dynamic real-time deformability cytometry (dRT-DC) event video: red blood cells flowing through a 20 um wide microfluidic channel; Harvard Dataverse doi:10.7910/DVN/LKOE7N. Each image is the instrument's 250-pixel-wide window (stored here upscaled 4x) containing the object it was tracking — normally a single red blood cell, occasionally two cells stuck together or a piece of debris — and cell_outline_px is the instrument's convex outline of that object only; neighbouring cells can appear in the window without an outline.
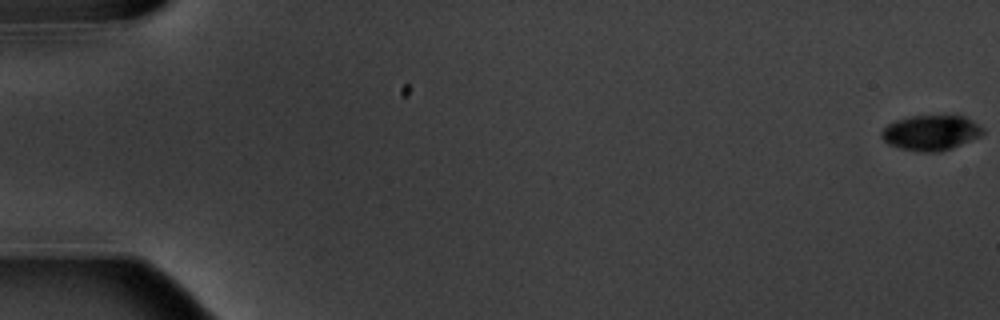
{"species": "common noctule bat (a hibernating species)", "species_latin": "Nyctalus noctula", "temperature_condition": "warm", "stored_images_in_passage": 6, "camera_frame_rate_fps": 3000, "um_per_image_px": 0.085, "animal": {"sex": "male", "body_mass_g": 20.1, "forearm_length_mm": 53.5}, "frame": {"image": 1, "passage_image": 1, "time_ms": 0.0, "image_size_px": [1000, 320], "cell_outline_px": [[984, 132], [980, 136], [952, 148], [940, 152], [916, 152], [900, 148], [888, 144], [880, 136], [880, 132], [888, 124], [896, 120], [912, 116], [964, 116], [972, 120], [984, 128]], "centroid_in_image_um": [79.12, 11.29], "position_along_channel_um": 5.9, "area_um2": 20.81}}
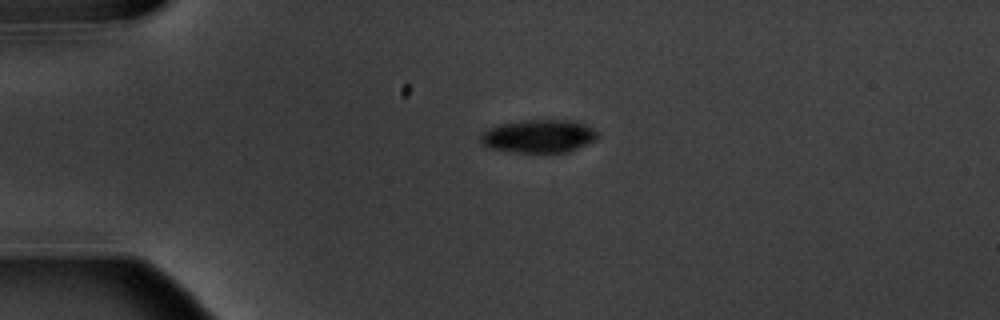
{"frame": {"image": 2, "passage_image": 5, "time_ms": 4.667, "image_size_px": [1000, 320], "cell_outline_px": [[600, 136], [596, 140], [568, 152], [512, 152], [488, 148], [480, 140], [480, 136], [488, 128], [500, 124], [524, 120], [572, 120], [584, 124], [592, 128]], "centroid_in_image_um": [45.8, 11.57], "position_along_channel_um": 39.2, "area_um2": 22.54}}